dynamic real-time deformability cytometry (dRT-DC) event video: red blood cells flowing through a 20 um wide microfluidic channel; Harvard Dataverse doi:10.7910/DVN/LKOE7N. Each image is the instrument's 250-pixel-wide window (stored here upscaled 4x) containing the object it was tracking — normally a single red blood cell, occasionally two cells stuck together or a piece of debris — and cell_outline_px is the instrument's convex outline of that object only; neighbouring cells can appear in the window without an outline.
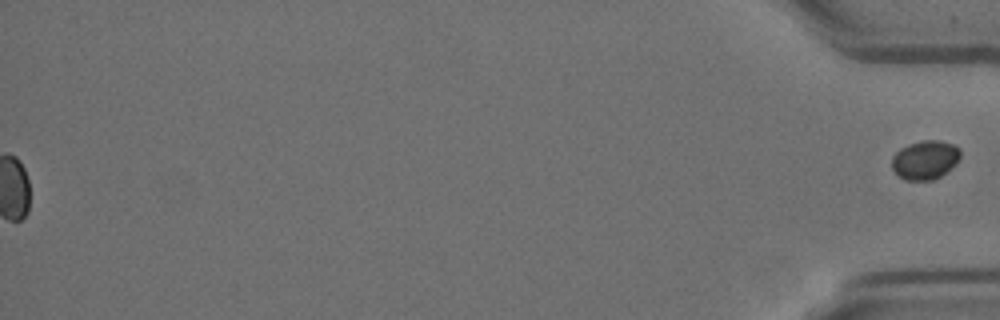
{"species": "Egyptian fruit bat (a non-hibernating species)", "species_latin": "Rousettus aegyptiacus", "temperature_condition": "room temperature", "stored_images_in_passage": 60, "segment_of_instrument_passage": [2, 2], "camera_frame_rate_fps": 3000, "um_per_image_px": 0.085, "animal": {"sex": "female"}, "frame": {"image": 1, "passage_image": 60, "time_ms": 19.667, "image_size_px": [1000, 320], "cell_outline_px": [[960, 156], [956, 164], [952, 168], [940, 176], [932, 180], [904, 180], [892, 168], [892, 156], [900, 148], [908, 144], [924, 140], [936, 140], [952, 144], [960, 148]], "centroid_in_image_um": [78.63, 13.59], "position_along_channel_um": 356.6, "area_um2": 15.49}}